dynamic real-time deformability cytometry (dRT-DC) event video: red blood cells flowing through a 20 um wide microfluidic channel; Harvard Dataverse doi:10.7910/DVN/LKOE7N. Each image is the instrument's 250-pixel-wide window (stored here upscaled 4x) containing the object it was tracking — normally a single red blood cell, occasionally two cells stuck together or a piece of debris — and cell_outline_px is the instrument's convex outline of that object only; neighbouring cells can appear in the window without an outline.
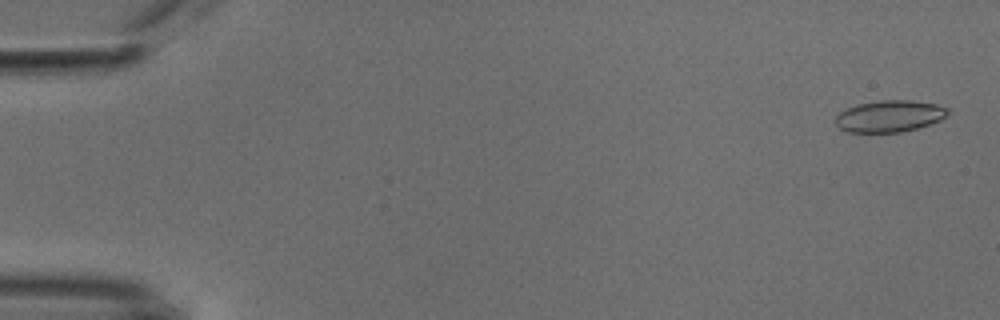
{"species": "common noctule bat (a hibernating species)", "species_latin": "Nyctalus noctula", "temperature_condition": "cold", "stored_images_in_passage": 53, "camera_frame_rate_fps": 3000, "um_per_image_px": 0.085, "animal": {"sex": "male", "body_mass_g": 18.8}, "frame": {"image": 1, "passage_image": 2, "time_ms": 0.333, "image_size_px": [1000, 320], "cell_outline_px": [[948, 116], [940, 120], [916, 128], [900, 132], [848, 132], [840, 128], [836, 124], [836, 116], [840, 112], [856, 104], [880, 100], [908, 100], [936, 104], [948, 108]], "centroid_in_image_um": [75.61, 9.87], "position_along_channel_um": 9.4, "area_um2": 20.58}}
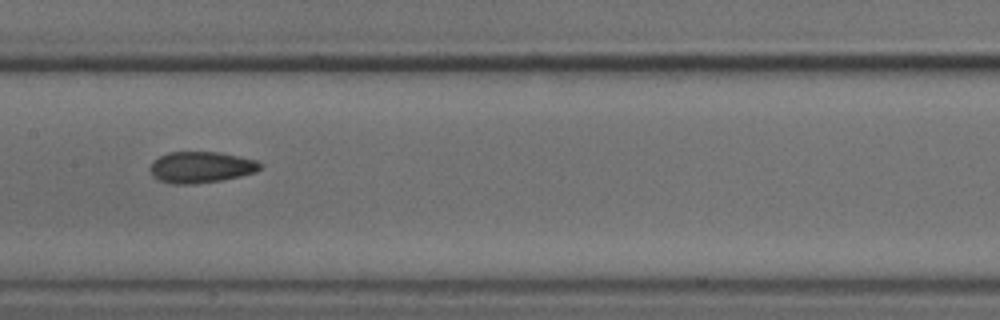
{"frame": {"image": 2, "passage_image": 27, "time_ms": 8.667, "image_size_px": [1000, 320], "cell_outline_px": [[260, 168], [256, 172], [240, 176], [220, 180], [192, 184], [172, 184], [160, 180], [152, 176], [148, 168], [152, 160], [168, 152], [220, 152], [240, 156], [256, 160], [260, 164]], "centroid_in_image_um": [17.04, 14.2], "position_along_channel_um": 190.4, "area_um2": 20.11}}
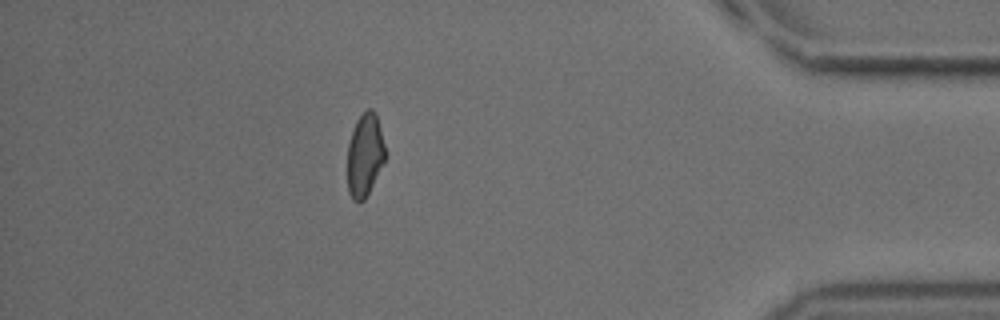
{"frame": {"image": 3, "passage_image": 47, "time_ms": 15.333, "image_size_px": [1000, 320], "cell_outline_px": [[384, 164], [364, 200], [360, 204], [352, 200], [348, 192], [348, 144], [356, 120], [368, 108], [372, 108], [376, 112], [384, 144]], "centroid_in_image_um": [31.0, 13.2], "position_along_channel_um": 404.2, "area_um2": 18.26}, "authors_computed_cell_mechanics": {"area_um2": 19.7098, "velocity_mm_per_s": 3.828, "shape_relaxation_time_tau1_ms": 10.4772, "shape_relaxation_time_tau2_ms": 3.5951, "deformation_change_tau1": 0.17, "deformation_change_tau2": 0.0826}}